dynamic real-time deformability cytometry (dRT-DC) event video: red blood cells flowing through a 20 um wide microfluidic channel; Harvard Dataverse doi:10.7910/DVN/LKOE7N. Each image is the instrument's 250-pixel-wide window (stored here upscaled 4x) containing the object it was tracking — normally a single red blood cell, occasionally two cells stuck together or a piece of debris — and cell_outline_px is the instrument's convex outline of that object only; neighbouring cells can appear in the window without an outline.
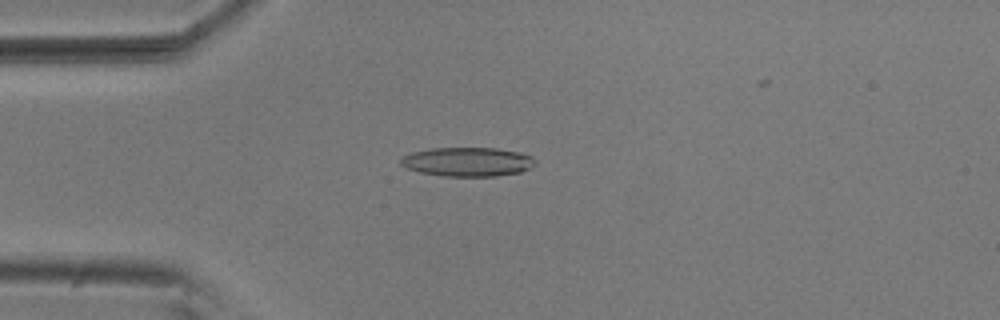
{"species": "common noctule bat (a hibernating species)", "species_latin": "Nyctalus noctula", "temperature_condition": "room temperature", "stored_images_in_passage": 50, "camera_frame_rate_fps": 3000, "um_per_image_px": 0.085, "animal": {"sex": "male", "body_mass_g": 20.5, "forearm_length_mm": 52.5}, "frame": {"image": 1, "passage_image": 14, "time_ms": 4.333, "image_size_px": [1000, 320], "cell_outline_px": [[536, 164], [520, 172], [496, 176], [444, 176], [420, 172], [408, 168], [400, 164], [400, 160], [404, 156], [412, 152], [432, 148], [496, 148], [520, 152], [532, 156], [536, 160]], "centroid_in_image_um": [39.77, 13.75], "position_along_channel_um": 45.2, "area_um2": 22.72}}
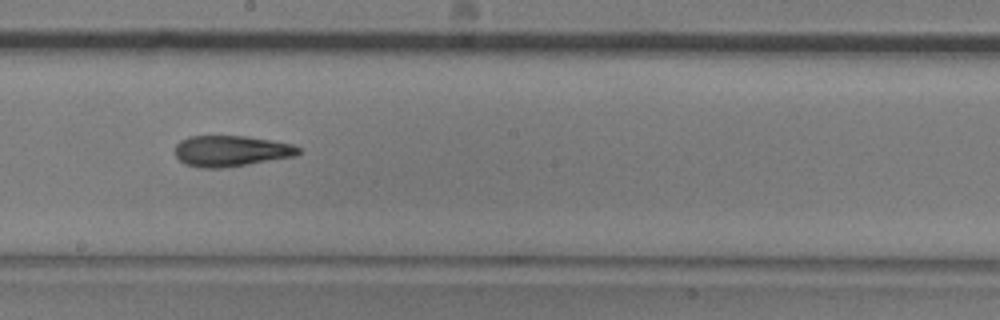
{"frame": {"image": 2, "passage_image": 30, "time_ms": 9.667, "image_size_px": [1000, 320], "cell_outline_px": [[300, 152], [296, 156], [220, 168], [200, 168], [184, 164], [176, 156], [176, 144], [180, 140], [188, 136], [244, 136], [272, 140], [292, 144], [300, 148]], "centroid_in_image_um": [19.62, 12.83], "position_along_channel_um": 228.6, "area_um2": 22.14}}
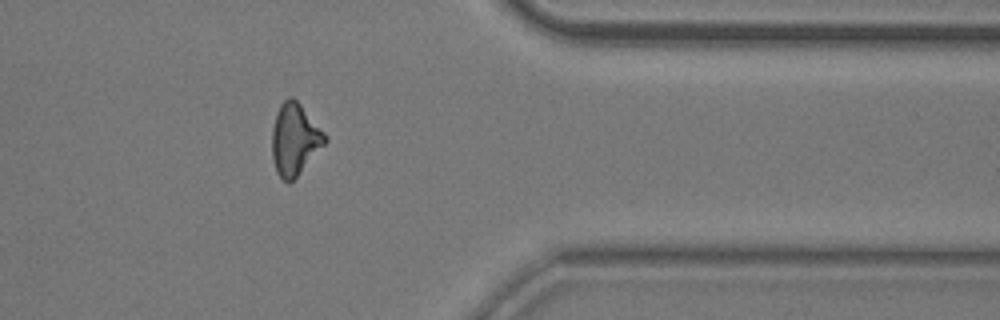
{"frame": {"image": 3, "passage_image": 44, "time_ms": 14.333, "image_size_px": [1000, 320], "cell_outline_px": [[328, 140], [296, 176], [288, 184], [276, 172], [272, 160], [272, 128], [276, 112], [280, 104], [288, 96], [292, 96], [300, 104], [328, 136]], "centroid_in_image_um": [25.03, 11.82], "position_along_channel_um": 386.4, "area_um2": 21.96}, "authors_computed_cell_mechanics": {"area_um2": 22.1663, "velocity_mm_per_s": 3.7258, "shape_relaxation_time_tau1_ms": 10.9485, "shape_relaxation_time_tau2_ms": 4.9736, "deformation_change_tau1": 0.2408, "deformation_change_tau2": 0.1598}}